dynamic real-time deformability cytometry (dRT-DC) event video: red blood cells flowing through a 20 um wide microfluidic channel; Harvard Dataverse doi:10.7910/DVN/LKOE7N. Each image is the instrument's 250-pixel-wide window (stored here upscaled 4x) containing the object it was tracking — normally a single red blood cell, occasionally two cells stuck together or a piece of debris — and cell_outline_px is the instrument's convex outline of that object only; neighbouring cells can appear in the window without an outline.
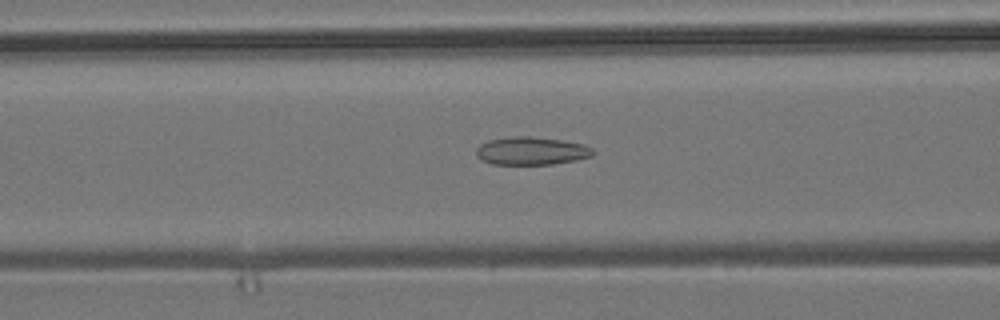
{"species": "common noctule bat (a hibernating species)", "species_latin": "Nyctalus noctula", "temperature_condition": "room temperature", "stored_images_in_passage": 54, "camera_frame_rate_fps": 3000, "um_per_image_px": 0.085, "animal": {"sex": "male", "body_mass_g": 19.2, "forearm_length_mm": 51.8}, "frame": {"image": 1, "passage_image": 22, "time_ms": 7.0, "image_size_px": [1000, 320], "cell_outline_px": [[596, 152], [592, 156], [576, 160], [552, 164], [492, 164], [480, 160], [476, 156], [476, 148], [480, 144], [488, 140], [516, 136], [528, 136], [560, 140], [584, 144], [592, 148]], "centroid_in_image_um": [45.16, 12.83], "position_along_channel_um": 121.4, "area_um2": 19.07}}
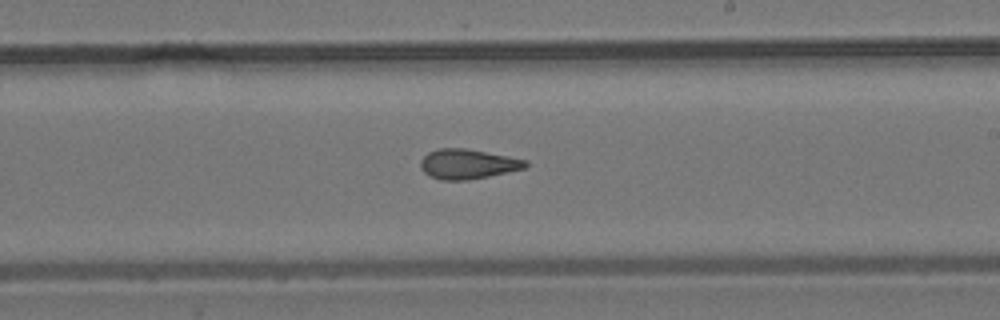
{"frame": {"image": 2, "passage_image": 32, "time_ms": 10.333, "image_size_px": [1000, 320], "cell_outline_px": [[528, 164], [524, 168], [488, 176], [468, 180], [440, 180], [424, 172], [420, 168], [420, 160], [428, 152], [440, 148], [464, 148], [508, 156], [528, 160]], "centroid_in_image_um": [39.73, 13.94], "position_along_channel_um": 249.3, "area_um2": 18.09}}
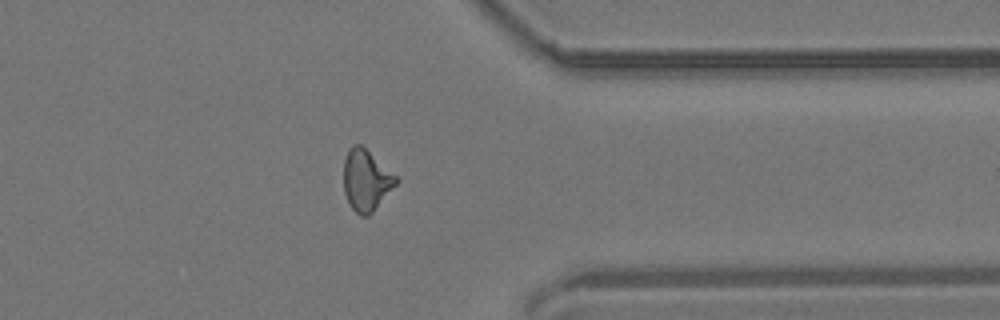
{"frame": {"image": 3, "passage_image": 43, "time_ms": 14.0, "image_size_px": [1000, 320], "cell_outline_px": [[400, 180], [372, 212], [368, 216], [360, 216], [352, 208], [344, 192], [344, 160], [348, 148], [352, 144], [360, 144], [396, 176]], "centroid_in_image_um": [31.1, 15.32], "position_along_channel_um": 380.3, "area_um2": 18.38}, "authors_computed_cell_mechanics": {"area_um2": 18.6405, "velocity_mm_per_s": 3.8377, "shape_relaxation_time_tau1_ms": null, "shape_relaxation_time_tau2_ms": 2.806, "deformation_change_tau1": null, "deformation_change_tau2": 0.1022}}